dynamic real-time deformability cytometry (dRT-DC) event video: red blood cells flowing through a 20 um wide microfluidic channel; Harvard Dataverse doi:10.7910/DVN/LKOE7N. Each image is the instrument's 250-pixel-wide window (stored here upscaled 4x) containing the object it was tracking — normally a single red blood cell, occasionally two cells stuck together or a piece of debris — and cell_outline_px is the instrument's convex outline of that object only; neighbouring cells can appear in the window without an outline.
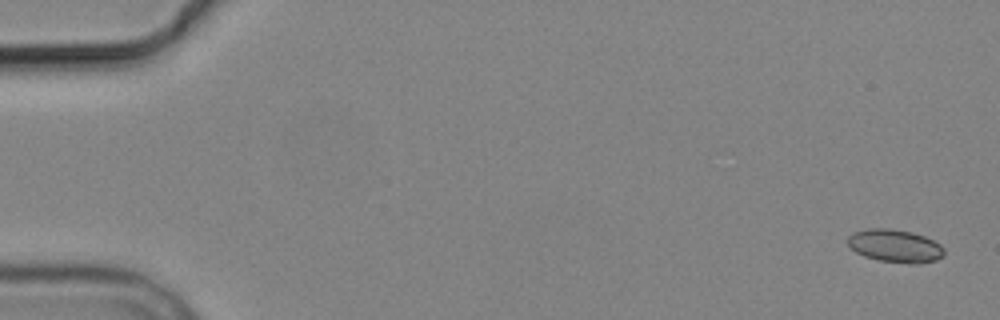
{"species": "common noctule bat (a hibernating species)", "species_latin": "Nyctalus noctula", "temperature_condition": "cold", "stored_images_in_passage": 5, "camera_frame_rate_fps": 3000, "um_per_image_px": 0.085, "animal": {"sex": "male", "body_mass_g": 19.2, "forearm_length_mm": 51.8}, "frame": {"image": 1, "passage_image": 1, "time_ms": 0.0, "image_size_px": [1000, 320], "cell_outline_px": [[944, 256], [936, 260], [920, 264], [912, 264], [880, 260], [864, 256], [856, 252], [848, 244], [848, 236], [852, 232], [868, 228], [892, 228], [912, 232], [924, 236], [940, 244], [944, 248]], "centroid_in_image_um": [76.09, 20.89], "position_along_channel_um": 8.9, "area_um2": 18.61}}
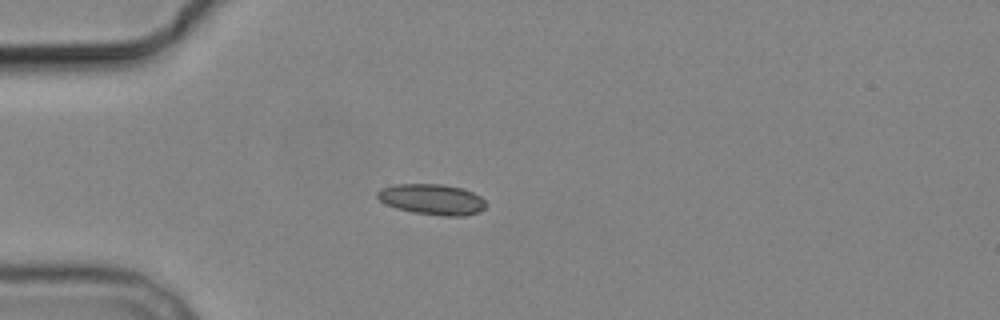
{"frame": {"image": 2, "passage_image": 5, "time_ms": 4.667, "image_size_px": [1000, 320], "cell_outline_px": [[488, 204], [484, 208], [476, 212], [464, 216], [444, 216], [416, 212], [396, 208], [384, 204], [376, 196], [376, 192], [380, 188], [396, 184], [440, 184], [464, 188], [480, 196]], "centroid_in_image_um": [36.71, 16.93], "position_along_channel_um": 48.3, "area_um2": 19.42}}